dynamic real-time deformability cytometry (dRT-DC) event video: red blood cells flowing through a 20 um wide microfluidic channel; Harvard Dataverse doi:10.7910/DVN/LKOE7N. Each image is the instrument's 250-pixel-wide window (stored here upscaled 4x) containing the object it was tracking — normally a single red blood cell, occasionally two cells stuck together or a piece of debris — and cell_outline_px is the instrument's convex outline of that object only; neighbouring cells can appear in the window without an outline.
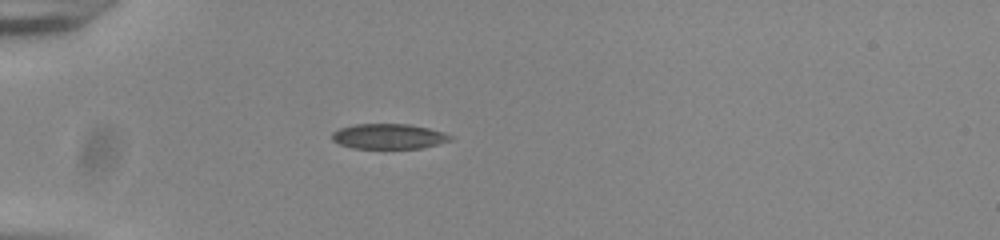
{"species": "common noctule bat (a hibernating species)", "species_latin": "Nyctalus noctula", "temperature_condition": "room temperature", "stored_images_in_passage": 38, "camera_frame_rate_fps": 3000, "um_per_image_px": 0.085, "animal": {"sex": "male", "body_mass_g": 20.0, "forearm_length_mm": 53.3}, "frame": {"image": 1, "passage_image": 1, "time_ms": 0.0, "image_size_px": [1000, 240], "cell_outline_px": [[452, 140], [420, 148], [352, 148], [340, 144], [332, 140], [332, 132], [340, 128], [356, 124], [408, 124], [428, 128], [444, 132], [452, 136]], "centroid_in_image_um": [33.03, 11.59], "position_along_channel_um": 52.0, "area_um2": 17.22}}
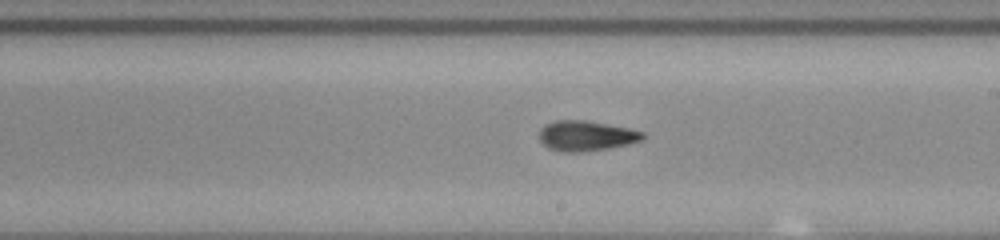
{"frame": {"image": 2, "passage_image": 17, "time_ms": 5.333, "image_size_px": [1000, 240], "cell_outline_px": [[648, 136], [644, 140], [628, 144], [608, 148], [580, 152], [564, 152], [548, 148], [540, 140], [540, 128], [544, 124], [556, 120], [584, 120], [608, 124], [628, 128], [644, 132]], "centroid_in_image_um": [49.85, 11.54], "position_along_channel_um": 239.2, "area_um2": 18.32}}
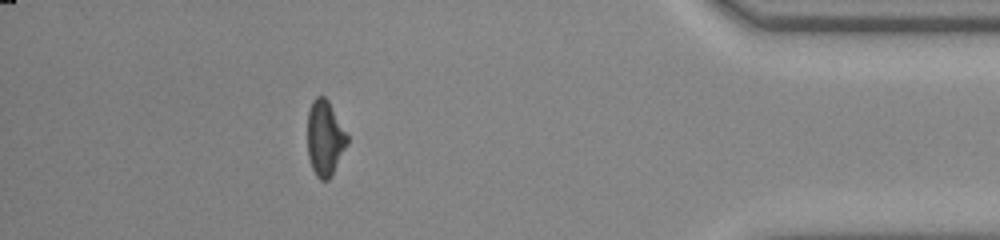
{"frame": {"image": 3, "passage_image": 33, "time_ms": 10.667, "image_size_px": [1000, 240], "cell_outline_px": [[348, 144], [332, 176], [328, 180], [320, 180], [316, 176], [312, 168], [308, 156], [308, 112], [312, 100], [316, 96], [324, 96], [328, 100], [348, 136]], "centroid_in_image_um": [27.62, 11.76], "position_along_channel_um": 407.6, "area_um2": 17.51}, "authors_computed_cell_mechanics": {"area_um2": 18.0047, "velocity_mm_per_s": 3.8878, "shape_relaxation_time_tau1_ms": 9.852, "shape_relaxation_time_tau2_ms": 3.3432, "deformation_change_tau1": 0.2138, "deformation_change_tau2": 0.1138}}